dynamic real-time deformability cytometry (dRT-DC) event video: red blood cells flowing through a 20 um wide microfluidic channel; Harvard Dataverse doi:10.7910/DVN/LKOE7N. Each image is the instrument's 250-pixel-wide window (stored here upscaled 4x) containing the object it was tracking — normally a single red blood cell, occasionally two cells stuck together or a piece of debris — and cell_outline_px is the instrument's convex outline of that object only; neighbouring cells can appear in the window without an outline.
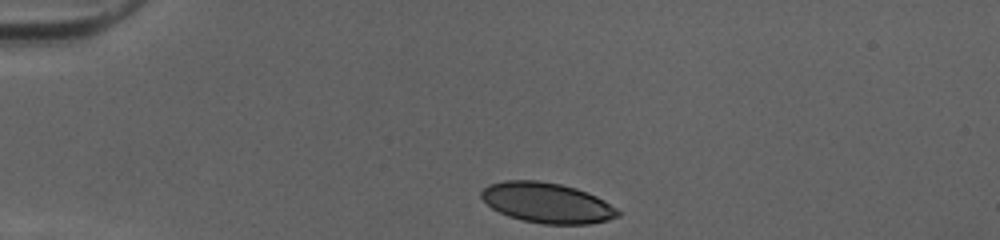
{"species": "human", "species_latin": "Homo sapiens", "temperature_condition": "cold", "stored_images_in_passage": 32, "camera_frame_rate_fps": 3000, "um_per_image_px": 0.085, "donor": {"sex": "female"}, "frame": {"image": 1, "passage_image": 1, "time_ms": 0.0, "image_size_px": [1000, 240], "cell_outline_px": [[620, 216], [608, 220], [588, 224], [544, 224], [524, 220], [508, 216], [492, 208], [480, 196], [480, 192], [488, 184], [504, 180], [536, 180], [560, 184], [576, 188], [588, 192], [604, 200], [616, 208], [620, 212]], "centroid_in_image_um": [46.5, 17.23], "position_along_channel_um": 38.5, "area_um2": 32.02}}
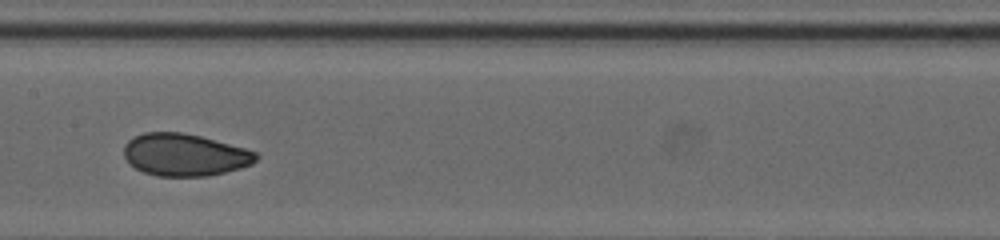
{"frame": {"image": 2, "passage_image": 16, "time_ms": 5.0, "image_size_px": [1000, 240], "cell_outline_px": [[260, 156], [252, 164], [240, 168], [208, 176], [156, 176], [144, 172], [136, 168], [124, 156], [124, 144], [128, 140], [144, 132], [180, 132], [200, 136], [244, 148], [256, 152]], "centroid_in_image_um": [15.7, 13.16], "position_along_channel_um": 191.7, "area_um2": 32.37}}
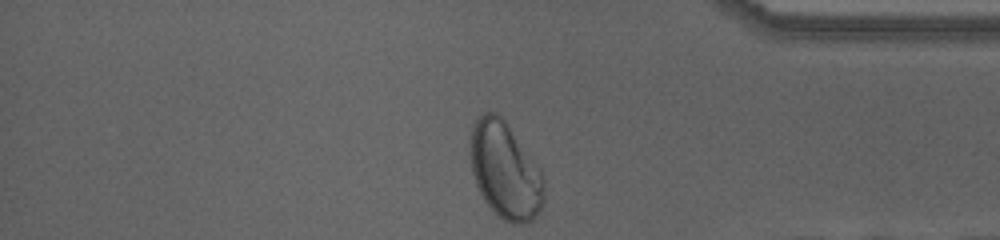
{"frame": {"image": 3, "passage_image": 32, "time_ms": 10.333, "image_size_px": [1000, 240], "cell_outline_px": [[544, 204], [536, 216], [528, 224], [512, 224], [496, 216], [484, 200], [476, 184], [472, 172], [468, 152], [468, 144], [472, 128], [476, 120], [484, 112], [496, 112], [504, 120], [540, 168], [544, 176]], "centroid_in_image_um": [42.93, 14.53], "position_along_channel_um": 392.3, "area_um2": 42.08}, "authors_computed_cell_mechanics": {"area_um2": 32.946, "velocity_mm_per_s": 4.0425, "shape_relaxation_time_tau1_ms": 5.7804, "shape_relaxation_time_tau2_ms": 0.7718, "deformation_change_tau1": 0.156, "deformation_change_tau2": 0.0434}}